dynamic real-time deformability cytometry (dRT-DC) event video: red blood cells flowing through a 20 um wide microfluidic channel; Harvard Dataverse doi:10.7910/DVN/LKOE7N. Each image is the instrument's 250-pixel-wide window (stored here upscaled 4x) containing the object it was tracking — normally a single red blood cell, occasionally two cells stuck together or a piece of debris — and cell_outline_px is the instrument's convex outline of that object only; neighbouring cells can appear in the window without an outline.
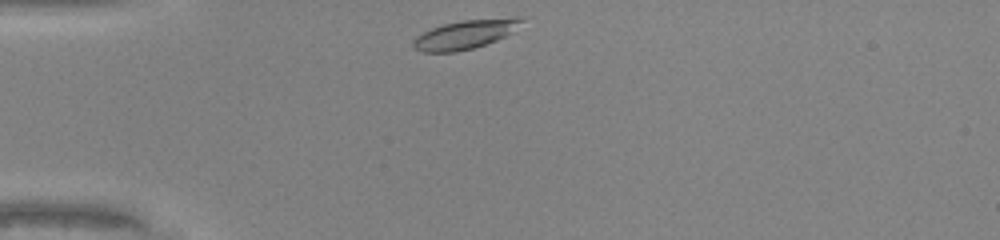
{"species": "common noctule bat (a hibernating species)", "species_latin": "Nyctalus noctula", "temperature_condition": "warm", "stored_images_in_passage": 28, "camera_frame_rate_fps": 3000, "um_per_image_px": 0.085, "animal": {"sex": "male", "body_mass_g": 20.0, "forearm_length_mm": 53.3}, "frame": {"image": 1, "passage_image": 1, "time_ms": 0.0, "image_size_px": [1000, 240], "cell_outline_px": [[524, 20], [504, 36], [496, 40], [472, 48], [456, 52], [420, 52], [412, 48], [412, 40], [416, 36], [432, 28], [444, 24], [464, 20], [516, 16], [524, 16]], "centroid_in_image_um": [39.49, 2.92], "position_along_channel_um": 45.5, "area_um2": 18.15}}
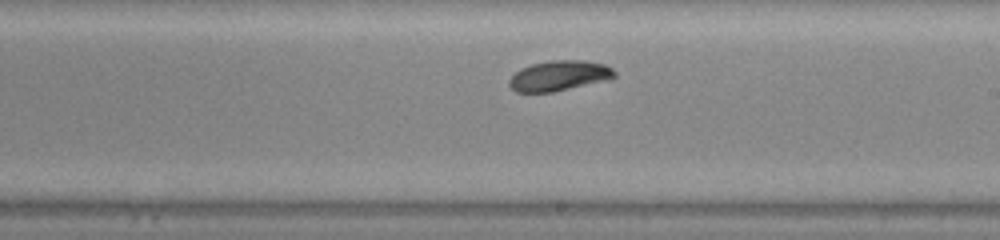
{"frame": {"image": 2, "passage_image": 17, "time_ms": 5.333, "image_size_px": [1000, 240], "cell_outline_px": [[616, 76], [552, 92], [516, 92], [508, 84], [508, 80], [520, 68], [532, 64], [552, 60], [584, 60], [604, 64], [612, 68], [616, 72]], "centroid_in_image_um": [47.46, 6.42], "position_along_channel_um": 241.5, "area_um2": 18.09}}
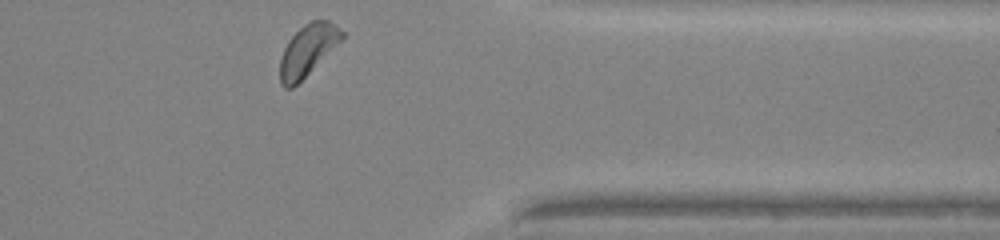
{"frame": {"image": 3, "passage_image": 28, "time_ms": 9.0, "image_size_px": [1000, 240], "cell_outline_px": [[344, 36], [292, 88], [284, 88], [280, 84], [280, 60], [284, 48], [288, 40], [304, 24], [312, 20], [328, 20], [336, 24], [344, 32]], "centroid_in_image_um": [26.12, 4.24], "position_along_channel_um": 385.3, "area_um2": 17.86}, "authors_computed_cell_mechanics": {"area_um2": 18.0336, "velocity_mm_per_s": 4.1898, "shape_relaxation_time_tau1_ms": 2.8994, "shape_relaxation_time_tau2_ms": null, "deformation_change_tau1": 0.1124, "deformation_change_tau2": null}}